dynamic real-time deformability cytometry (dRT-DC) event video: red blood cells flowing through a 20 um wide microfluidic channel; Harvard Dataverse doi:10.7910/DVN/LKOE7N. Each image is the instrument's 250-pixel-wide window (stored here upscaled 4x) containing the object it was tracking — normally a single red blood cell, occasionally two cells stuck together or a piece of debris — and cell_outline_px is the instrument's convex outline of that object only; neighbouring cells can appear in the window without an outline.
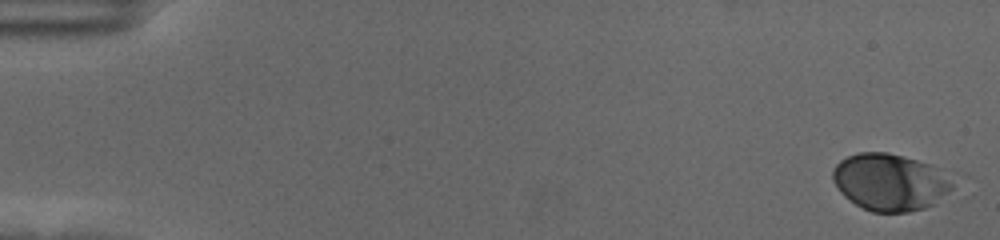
{"species": "human", "species_latin": "Homo sapiens", "temperature_condition": "cold", "stored_images_in_passage": 58, "camera_frame_rate_fps": 3000, "um_per_image_px": 0.085, "donor": {"sex": "female"}, "frame": {"image": 1, "passage_image": 1, "time_ms": 0.0, "image_size_px": [1000, 240], "cell_outline_px": [[952, 188], [932, 204], [924, 208], [908, 212], [872, 212], [856, 204], [844, 196], [840, 192], [832, 180], [832, 172], [836, 164], [840, 160], [856, 152], [888, 152], [916, 160], [940, 168], [952, 184]], "centroid_in_image_um": [75.59, 15.47], "position_along_channel_um": 9.4, "area_um2": 39.42}}
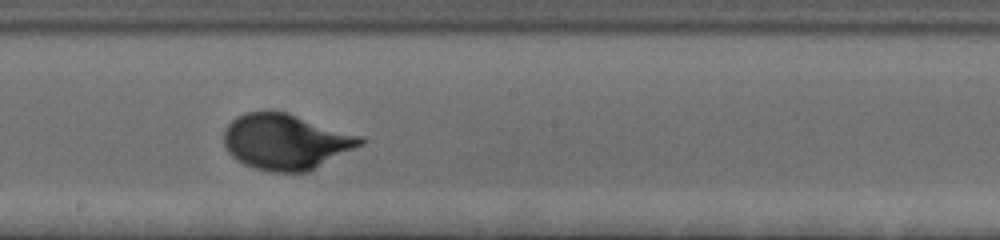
{"frame": {"image": 2, "passage_image": 33, "time_ms": 10.667, "image_size_px": [1000, 240], "cell_outline_px": [[368, 140], [364, 144], [308, 172], [268, 172], [244, 164], [236, 160], [228, 152], [224, 144], [224, 128], [236, 116], [244, 112], [288, 112], [360, 136]], "centroid_in_image_um": [24.28, 12.05], "position_along_channel_um": 223.9, "area_um2": 44.27}}
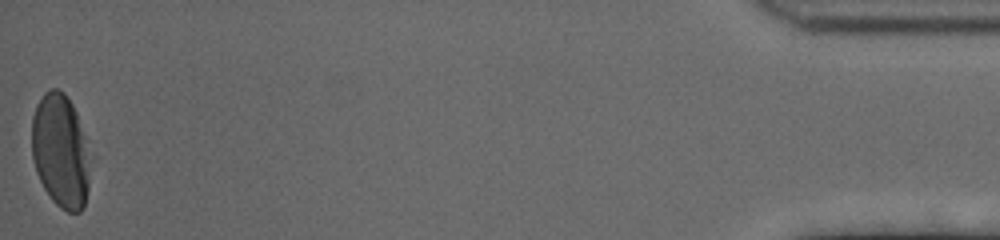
{"frame": {"image": 3, "passage_image": 58, "time_ms": 19.0, "image_size_px": [1000, 240], "cell_outline_px": [[92, 156], [88, 188], [84, 208], [80, 212], [68, 212], [60, 208], [52, 200], [44, 188], [36, 172], [32, 156], [32, 116], [36, 104], [44, 92], [48, 88], [56, 88], [64, 92], [72, 104], [76, 112], [88, 140]], "centroid_in_image_um": [5.18, 12.82], "position_along_channel_um": 430.0, "area_um2": 39.71}, "authors_computed_cell_mechanics": {"area_um2": 39.5641, "velocity_mm_per_s": 3.498, "shape_relaxation_time_tau1_ms": 3.242, "shape_relaxation_time_tau2_ms": null, "deformation_change_tau1": 0.162, "deformation_change_tau2": null}}